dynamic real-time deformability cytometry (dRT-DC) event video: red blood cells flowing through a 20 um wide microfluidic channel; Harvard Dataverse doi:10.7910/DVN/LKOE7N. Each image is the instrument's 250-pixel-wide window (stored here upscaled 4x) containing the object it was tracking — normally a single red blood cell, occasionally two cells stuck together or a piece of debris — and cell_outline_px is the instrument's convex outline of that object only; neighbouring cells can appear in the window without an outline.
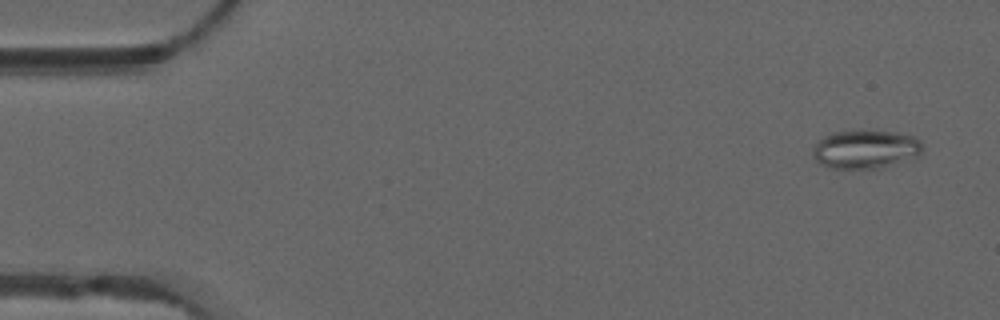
{"species": "common noctule bat (a hibernating species)", "species_latin": "Nyctalus noctula", "temperature_condition": "warm", "stored_images_in_passage": 53, "camera_frame_rate_fps": 3000, "um_per_image_px": 0.085, "animal": {"sex": "male", "forearm_length_mm": 52.5}, "frame": {"image": 1, "passage_image": 3, "time_ms": 0.667, "image_size_px": [1000, 320], "cell_outline_px": [[920, 156], [884, 168], [828, 168], [820, 164], [812, 156], [812, 148], [824, 136], [832, 132], [864, 128], [896, 132], [912, 136], [920, 140]], "centroid_in_image_um": [73.55, 12.66], "position_along_channel_um": 11.5, "area_um2": 25.32}}
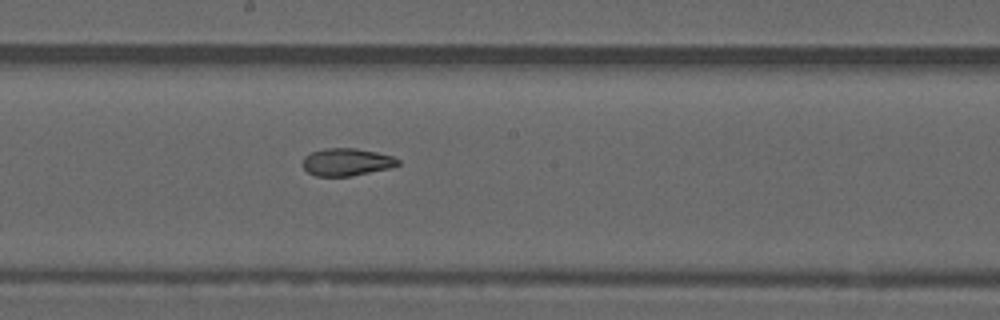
{"frame": {"image": 2, "passage_image": 29, "time_ms": 9.333, "image_size_px": [1000, 320], "cell_outline_px": [[400, 164], [392, 168], [352, 176], [316, 176], [308, 172], [304, 168], [304, 156], [312, 152], [324, 148], [356, 148], [376, 152], [392, 156], [400, 160]], "centroid_in_image_um": [29.5, 13.77], "position_along_channel_um": 218.7, "area_um2": 15.32}}
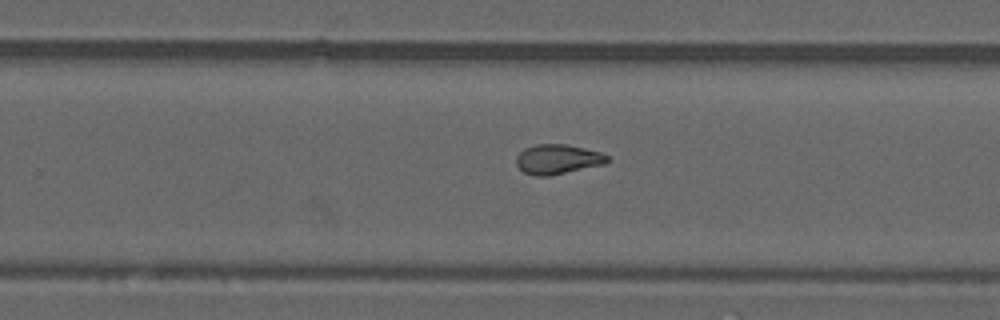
{"frame": {"image": 3, "passage_image": 34, "time_ms": 11.0, "image_size_px": [1000, 320], "cell_outline_px": [[612, 160], [604, 164], [548, 176], [536, 176], [524, 172], [516, 164], [516, 156], [524, 148], [536, 144], [564, 144], [584, 148], [600, 152], [608, 156]], "centroid_in_image_um": [47.4, 13.53], "position_along_channel_um": 282.4, "area_um2": 15.72}, "authors_computed_cell_mechanics": {"area_um2": 17.051, "velocity_mm_per_s": 3.8347, "shape_relaxation_time_tau1_ms": null, "shape_relaxation_time_tau2_ms": 2.7375, "deformation_change_tau1": null, "deformation_change_tau2": 0.0866}}